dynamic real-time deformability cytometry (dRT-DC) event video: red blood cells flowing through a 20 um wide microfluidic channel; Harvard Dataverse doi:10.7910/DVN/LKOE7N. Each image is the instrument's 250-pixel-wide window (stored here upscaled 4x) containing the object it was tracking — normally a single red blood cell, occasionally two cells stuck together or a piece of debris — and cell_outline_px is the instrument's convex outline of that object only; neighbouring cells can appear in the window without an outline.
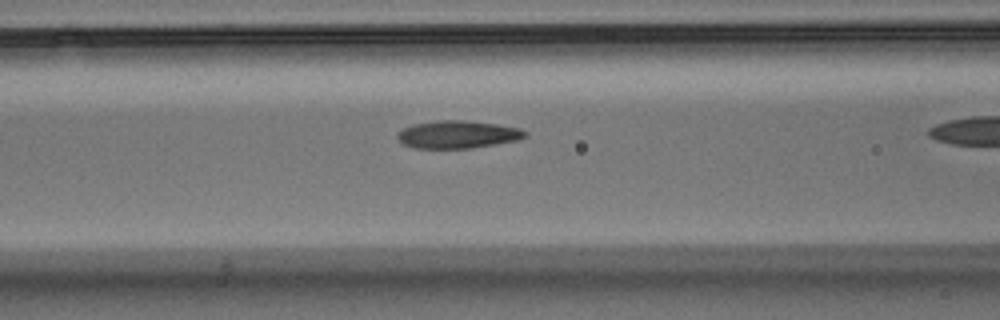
{"species": "Egyptian fruit bat (a non-hibernating species)", "species_latin": "Rousettus aegyptiacus", "temperature_condition": "warm", "stored_images_in_passage": 38, "camera_frame_rate_fps": 3000, "um_per_image_px": 0.085, "animal": {"sex": "male"}, "frame": {"image": 1, "passage_image": 18, "time_ms": 5.667, "image_size_px": [1000, 320], "cell_outline_px": [[528, 136], [520, 140], [472, 148], [412, 148], [404, 144], [396, 136], [404, 128], [412, 124], [440, 120], [464, 120], [496, 124], [520, 128], [528, 132]], "centroid_in_image_um": [38.96, 11.43], "position_along_channel_um": 127.6, "area_um2": 20.63}}
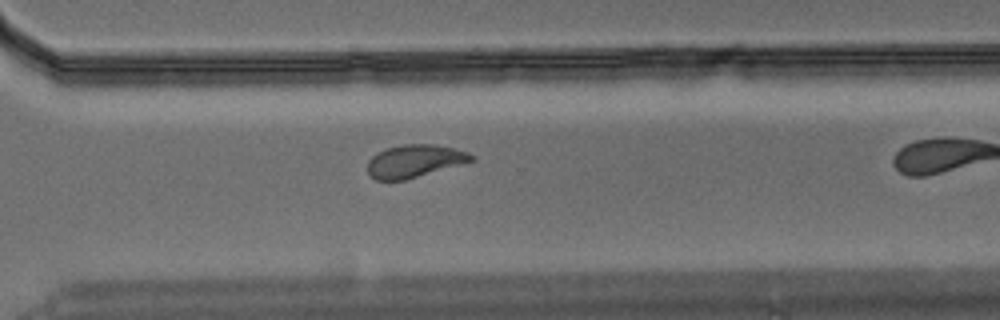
{"frame": {"image": 2, "passage_image": 34, "time_ms": 11.0, "image_size_px": [1000, 320], "cell_outline_px": [[476, 160], [404, 180], [376, 180], [368, 172], [368, 160], [376, 152], [388, 148], [404, 144], [436, 144], [468, 152], [476, 156]], "centroid_in_image_um": [35.25, 13.68], "position_along_channel_um": 335.3, "area_um2": 19.71}}
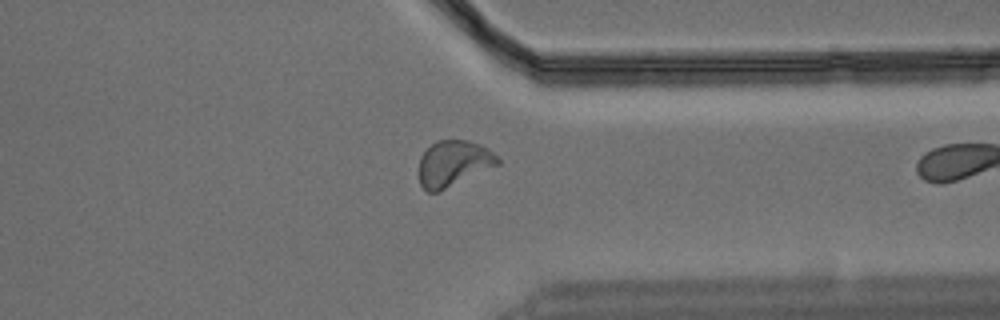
{"frame": {"image": 3, "passage_image": 37, "time_ms": 12.0, "image_size_px": [1000, 320], "cell_outline_px": [[500, 164], [436, 192], [428, 192], [420, 184], [420, 156], [436, 140], [468, 140], [480, 144], [488, 148], [500, 160]], "centroid_in_image_um": [38.55, 13.87], "position_along_channel_um": 372.8, "area_um2": 20.69}}